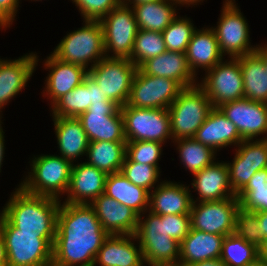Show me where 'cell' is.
<instances>
[{
	"mask_svg": "<svg viewBox=\"0 0 267 266\" xmlns=\"http://www.w3.org/2000/svg\"><path fill=\"white\" fill-rule=\"evenodd\" d=\"M108 236L90 204L61 202L52 263L57 266H93Z\"/></svg>",
	"mask_w": 267,
	"mask_h": 266,
	"instance_id": "1",
	"label": "cell"
},
{
	"mask_svg": "<svg viewBox=\"0 0 267 266\" xmlns=\"http://www.w3.org/2000/svg\"><path fill=\"white\" fill-rule=\"evenodd\" d=\"M61 201L30 194L18 185L0 213L16 228V233L55 237Z\"/></svg>",
	"mask_w": 267,
	"mask_h": 266,
	"instance_id": "2",
	"label": "cell"
},
{
	"mask_svg": "<svg viewBox=\"0 0 267 266\" xmlns=\"http://www.w3.org/2000/svg\"><path fill=\"white\" fill-rule=\"evenodd\" d=\"M28 163L31 170L19 185L30 194L61 200L67 193L73 164L57 154L34 155Z\"/></svg>",
	"mask_w": 267,
	"mask_h": 266,
	"instance_id": "3",
	"label": "cell"
},
{
	"mask_svg": "<svg viewBox=\"0 0 267 266\" xmlns=\"http://www.w3.org/2000/svg\"><path fill=\"white\" fill-rule=\"evenodd\" d=\"M83 26L68 32L51 54L57 59L90 70L106 57L99 20H83Z\"/></svg>",
	"mask_w": 267,
	"mask_h": 266,
	"instance_id": "4",
	"label": "cell"
},
{
	"mask_svg": "<svg viewBox=\"0 0 267 266\" xmlns=\"http://www.w3.org/2000/svg\"><path fill=\"white\" fill-rule=\"evenodd\" d=\"M135 236L147 265L179 264L180 243L167 235L162 215L152 213L149 210L139 215Z\"/></svg>",
	"mask_w": 267,
	"mask_h": 266,
	"instance_id": "5",
	"label": "cell"
},
{
	"mask_svg": "<svg viewBox=\"0 0 267 266\" xmlns=\"http://www.w3.org/2000/svg\"><path fill=\"white\" fill-rule=\"evenodd\" d=\"M0 226L7 250L8 266H48L52 263L55 237L16 233V228L1 213Z\"/></svg>",
	"mask_w": 267,
	"mask_h": 266,
	"instance_id": "6",
	"label": "cell"
},
{
	"mask_svg": "<svg viewBox=\"0 0 267 266\" xmlns=\"http://www.w3.org/2000/svg\"><path fill=\"white\" fill-rule=\"evenodd\" d=\"M213 105L198 86L183 89L168 107L173 140L193 138Z\"/></svg>",
	"mask_w": 267,
	"mask_h": 266,
	"instance_id": "7",
	"label": "cell"
},
{
	"mask_svg": "<svg viewBox=\"0 0 267 266\" xmlns=\"http://www.w3.org/2000/svg\"><path fill=\"white\" fill-rule=\"evenodd\" d=\"M215 31L221 54L238 58L254 53L257 44L251 45L250 28L235 0H224Z\"/></svg>",
	"mask_w": 267,
	"mask_h": 266,
	"instance_id": "8",
	"label": "cell"
},
{
	"mask_svg": "<svg viewBox=\"0 0 267 266\" xmlns=\"http://www.w3.org/2000/svg\"><path fill=\"white\" fill-rule=\"evenodd\" d=\"M126 142L173 141L168 109H144L128 106L120 108ZM166 142V143H165Z\"/></svg>",
	"mask_w": 267,
	"mask_h": 266,
	"instance_id": "9",
	"label": "cell"
},
{
	"mask_svg": "<svg viewBox=\"0 0 267 266\" xmlns=\"http://www.w3.org/2000/svg\"><path fill=\"white\" fill-rule=\"evenodd\" d=\"M203 75L198 86L206 93L213 108L244 98L240 57L223 59Z\"/></svg>",
	"mask_w": 267,
	"mask_h": 266,
	"instance_id": "10",
	"label": "cell"
},
{
	"mask_svg": "<svg viewBox=\"0 0 267 266\" xmlns=\"http://www.w3.org/2000/svg\"><path fill=\"white\" fill-rule=\"evenodd\" d=\"M99 22L103 30L106 57L129 59L138 31L133 9L121 2Z\"/></svg>",
	"mask_w": 267,
	"mask_h": 266,
	"instance_id": "11",
	"label": "cell"
},
{
	"mask_svg": "<svg viewBox=\"0 0 267 266\" xmlns=\"http://www.w3.org/2000/svg\"><path fill=\"white\" fill-rule=\"evenodd\" d=\"M137 66L128 58L101 59L88 74L99 85L107 99L120 108L127 104Z\"/></svg>",
	"mask_w": 267,
	"mask_h": 266,
	"instance_id": "12",
	"label": "cell"
},
{
	"mask_svg": "<svg viewBox=\"0 0 267 266\" xmlns=\"http://www.w3.org/2000/svg\"><path fill=\"white\" fill-rule=\"evenodd\" d=\"M183 88L174 80L144 74L137 69L127 105L135 108L168 109Z\"/></svg>",
	"mask_w": 267,
	"mask_h": 266,
	"instance_id": "13",
	"label": "cell"
},
{
	"mask_svg": "<svg viewBox=\"0 0 267 266\" xmlns=\"http://www.w3.org/2000/svg\"><path fill=\"white\" fill-rule=\"evenodd\" d=\"M240 201L233 198L210 202H193L190 217L191 228L227 236L235 233L236 214Z\"/></svg>",
	"mask_w": 267,
	"mask_h": 266,
	"instance_id": "14",
	"label": "cell"
},
{
	"mask_svg": "<svg viewBox=\"0 0 267 266\" xmlns=\"http://www.w3.org/2000/svg\"><path fill=\"white\" fill-rule=\"evenodd\" d=\"M78 119L89 142H126L123 117L116 103L91 104Z\"/></svg>",
	"mask_w": 267,
	"mask_h": 266,
	"instance_id": "15",
	"label": "cell"
},
{
	"mask_svg": "<svg viewBox=\"0 0 267 266\" xmlns=\"http://www.w3.org/2000/svg\"><path fill=\"white\" fill-rule=\"evenodd\" d=\"M218 108L236 126L243 140L267 139V104L241 98Z\"/></svg>",
	"mask_w": 267,
	"mask_h": 266,
	"instance_id": "16",
	"label": "cell"
},
{
	"mask_svg": "<svg viewBox=\"0 0 267 266\" xmlns=\"http://www.w3.org/2000/svg\"><path fill=\"white\" fill-rule=\"evenodd\" d=\"M38 53H27L17 59H5L0 64V116L2 110L23 91L36 71Z\"/></svg>",
	"mask_w": 267,
	"mask_h": 266,
	"instance_id": "17",
	"label": "cell"
},
{
	"mask_svg": "<svg viewBox=\"0 0 267 266\" xmlns=\"http://www.w3.org/2000/svg\"><path fill=\"white\" fill-rule=\"evenodd\" d=\"M43 62L44 69L49 72L42 95L50 100L51 106L63 95L81 85L88 75L86 68L63 62L52 54H49Z\"/></svg>",
	"mask_w": 267,
	"mask_h": 266,
	"instance_id": "18",
	"label": "cell"
},
{
	"mask_svg": "<svg viewBox=\"0 0 267 266\" xmlns=\"http://www.w3.org/2000/svg\"><path fill=\"white\" fill-rule=\"evenodd\" d=\"M191 186L198 192L193 202H210L233 198L236 196L229 182V169L227 163L220 160L192 175ZM196 199V200H195Z\"/></svg>",
	"mask_w": 267,
	"mask_h": 266,
	"instance_id": "19",
	"label": "cell"
},
{
	"mask_svg": "<svg viewBox=\"0 0 267 266\" xmlns=\"http://www.w3.org/2000/svg\"><path fill=\"white\" fill-rule=\"evenodd\" d=\"M107 174L86 162L72 165L64 203L91 204L104 193Z\"/></svg>",
	"mask_w": 267,
	"mask_h": 266,
	"instance_id": "20",
	"label": "cell"
},
{
	"mask_svg": "<svg viewBox=\"0 0 267 266\" xmlns=\"http://www.w3.org/2000/svg\"><path fill=\"white\" fill-rule=\"evenodd\" d=\"M102 228L109 235H135L138 214L114 198L101 194L90 204Z\"/></svg>",
	"mask_w": 267,
	"mask_h": 266,
	"instance_id": "21",
	"label": "cell"
},
{
	"mask_svg": "<svg viewBox=\"0 0 267 266\" xmlns=\"http://www.w3.org/2000/svg\"><path fill=\"white\" fill-rule=\"evenodd\" d=\"M162 180L150 192L149 211L158 215H190L192 207V193L190 184Z\"/></svg>",
	"mask_w": 267,
	"mask_h": 266,
	"instance_id": "22",
	"label": "cell"
},
{
	"mask_svg": "<svg viewBox=\"0 0 267 266\" xmlns=\"http://www.w3.org/2000/svg\"><path fill=\"white\" fill-rule=\"evenodd\" d=\"M142 249L135 235H109L99 249L94 265L143 266Z\"/></svg>",
	"mask_w": 267,
	"mask_h": 266,
	"instance_id": "23",
	"label": "cell"
},
{
	"mask_svg": "<svg viewBox=\"0 0 267 266\" xmlns=\"http://www.w3.org/2000/svg\"><path fill=\"white\" fill-rule=\"evenodd\" d=\"M139 69L147 75L172 79L183 89L196 86L200 81L190 69L186 54L182 52L166 51L145 61Z\"/></svg>",
	"mask_w": 267,
	"mask_h": 266,
	"instance_id": "24",
	"label": "cell"
},
{
	"mask_svg": "<svg viewBox=\"0 0 267 266\" xmlns=\"http://www.w3.org/2000/svg\"><path fill=\"white\" fill-rule=\"evenodd\" d=\"M196 141L219 152L243 141L236 126L221 112L213 108L193 137Z\"/></svg>",
	"mask_w": 267,
	"mask_h": 266,
	"instance_id": "25",
	"label": "cell"
},
{
	"mask_svg": "<svg viewBox=\"0 0 267 266\" xmlns=\"http://www.w3.org/2000/svg\"><path fill=\"white\" fill-rule=\"evenodd\" d=\"M185 54L196 77H199V68L206 72L225 59L220 52L215 31L210 26L196 29Z\"/></svg>",
	"mask_w": 267,
	"mask_h": 266,
	"instance_id": "26",
	"label": "cell"
},
{
	"mask_svg": "<svg viewBox=\"0 0 267 266\" xmlns=\"http://www.w3.org/2000/svg\"><path fill=\"white\" fill-rule=\"evenodd\" d=\"M59 155L72 164L86 156L89 145L82 123L75 117H52Z\"/></svg>",
	"mask_w": 267,
	"mask_h": 266,
	"instance_id": "27",
	"label": "cell"
},
{
	"mask_svg": "<svg viewBox=\"0 0 267 266\" xmlns=\"http://www.w3.org/2000/svg\"><path fill=\"white\" fill-rule=\"evenodd\" d=\"M224 237L191 228L180 243L179 264L190 266L204 260L220 258Z\"/></svg>",
	"mask_w": 267,
	"mask_h": 266,
	"instance_id": "28",
	"label": "cell"
},
{
	"mask_svg": "<svg viewBox=\"0 0 267 266\" xmlns=\"http://www.w3.org/2000/svg\"><path fill=\"white\" fill-rule=\"evenodd\" d=\"M104 194L130 207L138 215L149 210L150 192L133 184L121 171L107 175Z\"/></svg>",
	"mask_w": 267,
	"mask_h": 266,
	"instance_id": "29",
	"label": "cell"
},
{
	"mask_svg": "<svg viewBox=\"0 0 267 266\" xmlns=\"http://www.w3.org/2000/svg\"><path fill=\"white\" fill-rule=\"evenodd\" d=\"M178 7L174 0H158L131 6L138 29L158 32H163L178 17Z\"/></svg>",
	"mask_w": 267,
	"mask_h": 266,
	"instance_id": "30",
	"label": "cell"
},
{
	"mask_svg": "<svg viewBox=\"0 0 267 266\" xmlns=\"http://www.w3.org/2000/svg\"><path fill=\"white\" fill-rule=\"evenodd\" d=\"M244 98L267 104V73L263 60L256 53L240 57Z\"/></svg>",
	"mask_w": 267,
	"mask_h": 266,
	"instance_id": "31",
	"label": "cell"
},
{
	"mask_svg": "<svg viewBox=\"0 0 267 266\" xmlns=\"http://www.w3.org/2000/svg\"><path fill=\"white\" fill-rule=\"evenodd\" d=\"M126 145L127 142H89L85 162L107 175L119 172L126 157Z\"/></svg>",
	"mask_w": 267,
	"mask_h": 266,
	"instance_id": "32",
	"label": "cell"
},
{
	"mask_svg": "<svg viewBox=\"0 0 267 266\" xmlns=\"http://www.w3.org/2000/svg\"><path fill=\"white\" fill-rule=\"evenodd\" d=\"M184 169L193 175L216 161V154L212 148L201 144L194 138L173 140Z\"/></svg>",
	"mask_w": 267,
	"mask_h": 266,
	"instance_id": "33",
	"label": "cell"
},
{
	"mask_svg": "<svg viewBox=\"0 0 267 266\" xmlns=\"http://www.w3.org/2000/svg\"><path fill=\"white\" fill-rule=\"evenodd\" d=\"M90 106V75L88 74L81 85L63 95L50 106L52 113L50 116L78 118Z\"/></svg>",
	"mask_w": 267,
	"mask_h": 266,
	"instance_id": "34",
	"label": "cell"
},
{
	"mask_svg": "<svg viewBox=\"0 0 267 266\" xmlns=\"http://www.w3.org/2000/svg\"><path fill=\"white\" fill-rule=\"evenodd\" d=\"M236 197L243 210L267 211V168L257 171Z\"/></svg>",
	"mask_w": 267,
	"mask_h": 266,
	"instance_id": "35",
	"label": "cell"
},
{
	"mask_svg": "<svg viewBox=\"0 0 267 266\" xmlns=\"http://www.w3.org/2000/svg\"><path fill=\"white\" fill-rule=\"evenodd\" d=\"M259 257V249L232 233L224 237L220 259L226 266H247Z\"/></svg>",
	"mask_w": 267,
	"mask_h": 266,
	"instance_id": "36",
	"label": "cell"
},
{
	"mask_svg": "<svg viewBox=\"0 0 267 266\" xmlns=\"http://www.w3.org/2000/svg\"><path fill=\"white\" fill-rule=\"evenodd\" d=\"M166 51L162 32L138 29L129 59L139 68L145 61Z\"/></svg>",
	"mask_w": 267,
	"mask_h": 266,
	"instance_id": "37",
	"label": "cell"
},
{
	"mask_svg": "<svg viewBox=\"0 0 267 266\" xmlns=\"http://www.w3.org/2000/svg\"><path fill=\"white\" fill-rule=\"evenodd\" d=\"M192 21L189 17L178 15L162 32L167 51L186 52L193 33L197 29Z\"/></svg>",
	"mask_w": 267,
	"mask_h": 266,
	"instance_id": "38",
	"label": "cell"
},
{
	"mask_svg": "<svg viewBox=\"0 0 267 266\" xmlns=\"http://www.w3.org/2000/svg\"><path fill=\"white\" fill-rule=\"evenodd\" d=\"M227 164L258 165V171L267 168V139L243 140L236 149L233 160Z\"/></svg>",
	"mask_w": 267,
	"mask_h": 266,
	"instance_id": "39",
	"label": "cell"
},
{
	"mask_svg": "<svg viewBox=\"0 0 267 266\" xmlns=\"http://www.w3.org/2000/svg\"><path fill=\"white\" fill-rule=\"evenodd\" d=\"M161 172L162 171L156 166L133 162L127 157H125L121 168V173L129 181L137 186L145 188L149 192L154 190L162 182V180L159 179Z\"/></svg>",
	"mask_w": 267,
	"mask_h": 266,
	"instance_id": "40",
	"label": "cell"
},
{
	"mask_svg": "<svg viewBox=\"0 0 267 266\" xmlns=\"http://www.w3.org/2000/svg\"><path fill=\"white\" fill-rule=\"evenodd\" d=\"M163 143L154 141L127 142L126 157L133 162L156 166L159 170V160L163 153Z\"/></svg>",
	"mask_w": 267,
	"mask_h": 266,
	"instance_id": "41",
	"label": "cell"
},
{
	"mask_svg": "<svg viewBox=\"0 0 267 266\" xmlns=\"http://www.w3.org/2000/svg\"><path fill=\"white\" fill-rule=\"evenodd\" d=\"M235 234L254 244L258 249L264 242L260 233L257 214L242 208H239L236 214Z\"/></svg>",
	"mask_w": 267,
	"mask_h": 266,
	"instance_id": "42",
	"label": "cell"
},
{
	"mask_svg": "<svg viewBox=\"0 0 267 266\" xmlns=\"http://www.w3.org/2000/svg\"><path fill=\"white\" fill-rule=\"evenodd\" d=\"M78 8L83 20H100L122 0H71Z\"/></svg>",
	"mask_w": 267,
	"mask_h": 266,
	"instance_id": "43",
	"label": "cell"
},
{
	"mask_svg": "<svg viewBox=\"0 0 267 266\" xmlns=\"http://www.w3.org/2000/svg\"><path fill=\"white\" fill-rule=\"evenodd\" d=\"M162 221H165L167 235L179 243L189 234L191 229L190 215H163Z\"/></svg>",
	"mask_w": 267,
	"mask_h": 266,
	"instance_id": "44",
	"label": "cell"
},
{
	"mask_svg": "<svg viewBox=\"0 0 267 266\" xmlns=\"http://www.w3.org/2000/svg\"><path fill=\"white\" fill-rule=\"evenodd\" d=\"M229 169V182L232 190L237 195L258 171V165L227 164Z\"/></svg>",
	"mask_w": 267,
	"mask_h": 266,
	"instance_id": "45",
	"label": "cell"
},
{
	"mask_svg": "<svg viewBox=\"0 0 267 266\" xmlns=\"http://www.w3.org/2000/svg\"><path fill=\"white\" fill-rule=\"evenodd\" d=\"M21 0H0V29L6 31L16 20Z\"/></svg>",
	"mask_w": 267,
	"mask_h": 266,
	"instance_id": "46",
	"label": "cell"
},
{
	"mask_svg": "<svg viewBox=\"0 0 267 266\" xmlns=\"http://www.w3.org/2000/svg\"><path fill=\"white\" fill-rule=\"evenodd\" d=\"M90 102L91 104L97 103H114L107 99L106 95L100 89L99 85L90 76Z\"/></svg>",
	"mask_w": 267,
	"mask_h": 266,
	"instance_id": "47",
	"label": "cell"
},
{
	"mask_svg": "<svg viewBox=\"0 0 267 266\" xmlns=\"http://www.w3.org/2000/svg\"><path fill=\"white\" fill-rule=\"evenodd\" d=\"M258 217L260 233L264 239L267 238V211L255 212Z\"/></svg>",
	"mask_w": 267,
	"mask_h": 266,
	"instance_id": "48",
	"label": "cell"
},
{
	"mask_svg": "<svg viewBox=\"0 0 267 266\" xmlns=\"http://www.w3.org/2000/svg\"><path fill=\"white\" fill-rule=\"evenodd\" d=\"M0 266H8L7 250H6L5 241H4V237L2 234L1 226H0Z\"/></svg>",
	"mask_w": 267,
	"mask_h": 266,
	"instance_id": "49",
	"label": "cell"
},
{
	"mask_svg": "<svg viewBox=\"0 0 267 266\" xmlns=\"http://www.w3.org/2000/svg\"><path fill=\"white\" fill-rule=\"evenodd\" d=\"M255 52L261 57L263 60V64L265 67V71L267 73V44L265 43L264 45L258 44Z\"/></svg>",
	"mask_w": 267,
	"mask_h": 266,
	"instance_id": "50",
	"label": "cell"
},
{
	"mask_svg": "<svg viewBox=\"0 0 267 266\" xmlns=\"http://www.w3.org/2000/svg\"><path fill=\"white\" fill-rule=\"evenodd\" d=\"M4 131L2 128V124L0 125V173H1V168L3 165V161H4V154H5V149H6V145H5V136H4Z\"/></svg>",
	"mask_w": 267,
	"mask_h": 266,
	"instance_id": "51",
	"label": "cell"
},
{
	"mask_svg": "<svg viewBox=\"0 0 267 266\" xmlns=\"http://www.w3.org/2000/svg\"><path fill=\"white\" fill-rule=\"evenodd\" d=\"M190 266H226V265L220 258H218V259L204 260L198 263H194Z\"/></svg>",
	"mask_w": 267,
	"mask_h": 266,
	"instance_id": "52",
	"label": "cell"
},
{
	"mask_svg": "<svg viewBox=\"0 0 267 266\" xmlns=\"http://www.w3.org/2000/svg\"><path fill=\"white\" fill-rule=\"evenodd\" d=\"M204 0H174V2L180 7H195V5H199L201 2L203 3Z\"/></svg>",
	"mask_w": 267,
	"mask_h": 266,
	"instance_id": "53",
	"label": "cell"
},
{
	"mask_svg": "<svg viewBox=\"0 0 267 266\" xmlns=\"http://www.w3.org/2000/svg\"><path fill=\"white\" fill-rule=\"evenodd\" d=\"M259 256L267 261V238L264 239L263 244L259 247Z\"/></svg>",
	"mask_w": 267,
	"mask_h": 266,
	"instance_id": "54",
	"label": "cell"
},
{
	"mask_svg": "<svg viewBox=\"0 0 267 266\" xmlns=\"http://www.w3.org/2000/svg\"><path fill=\"white\" fill-rule=\"evenodd\" d=\"M152 1H158V0H122L124 4L129 5L130 7L134 4H141Z\"/></svg>",
	"mask_w": 267,
	"mask_h": 266,
	"instance_id": "55",
	"label": "cell"
},
{
	"mask_svg": "<svg viewBox=\"0 0 267 266\" xmlns=\"http://www.w3.org/2000/svg\"><path fill=\"white\" fill-rule=\"evenodd\" d=\"M247 266H267V261L259 256Z\"/></svg>",
	"mask_w": 267,
	"mask_h": 266,
	"instance_id": "56",
	"label": "cell"
},
{
	"mask_svg": "<svg viewBox=\"0 0 267 266\" xmlns=\"http://www.w3.org/2000/svg\"><path fill=\"white\" fill-rule=\"evenodd\" d=\"M162 266H183V265L176 264V265H162Z\"/></svg>",
	"mask_w": 267,
	"mask_h": 266,
	"instance_id": "57",
	"label": "cell"
},
{
	"mask_svg": "<svg viewBox=\"0 0 267 266\" xmlns=\"http://www.w3.org/2000/svg\"><path fill=\"white\" fill-rule=\"evenodd\" d=\"M2 118H4V117L0 116V125L3 124V122H2L3 120H1Z\"/></svg>",
	"mask_w": 267,
	"mask_h": 266,
	"instance_id": "58",
	"label": "cell"
},
{
	"mask_svg": "<svg viewBox=\"0 0 267 266\" xmlns=\"http://www.w3.org/2000/svg\"><path fill=\"white\" fill-rule=\"evenodd\" d=\"M48 266H57V265H55V264L51 263V264H49Z\"/></svg>",
	"mask_w": 267,
	"mask_h": 266,
	"instance_id": "59",
	"label": "cell"
}]
</instances>
